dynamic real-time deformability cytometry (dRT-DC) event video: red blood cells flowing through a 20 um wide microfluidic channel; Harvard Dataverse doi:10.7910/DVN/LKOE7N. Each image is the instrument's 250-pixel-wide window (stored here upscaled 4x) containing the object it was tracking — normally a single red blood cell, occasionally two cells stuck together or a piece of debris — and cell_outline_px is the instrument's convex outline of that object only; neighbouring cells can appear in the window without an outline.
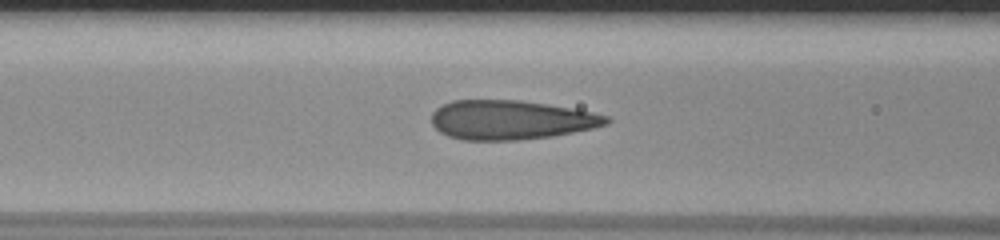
{"species": "human", "species_latin": "Homo sapiens", "temperature_condition": "room temperature", "stored_images_in_passage": 32, "camera_frame_rate_fps": 3000, "um_per_image_px": 0.085, "donor": {"sex": "male"}, "frame": {"image": 1, "passage_image": 7, "time_ms": 2.0, "image_size_px": [1000, 240], "cell_outline_px": [[612, 120], [608, 124], [592, 128], [552, 136], [520, 140], [464, 140], [448, 136], [440, 132], [432, 124], [432, 112], [436, 108], [452, 100], [520, 100], [576, 108], [608, 116]], "centroid_in_image_um": [43.44, 10.19], "position_along_channel_um": 123.2, "area_um2": 40.17}}
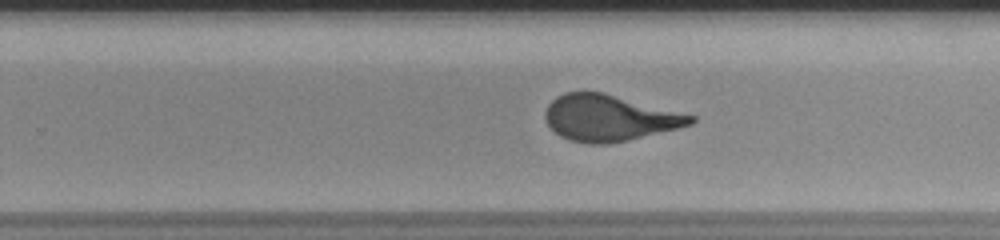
{"frame": {"image": 2, "passage_image": 19, "time_ms": 6.0, "image_size_px": [1000, 240], "cell_outline_px": [[696, 120], [692, 124], [676, 128], [608, 144], [588, 144], [568, 140], [560, 136], [548, 124], [544, 116], [544, 112], [548, 104], [556, 96], [564, 92], [600, 92], [696, 116]], "centroid_in_image_um": [51.73, 10.02], "position_along_channel_um": 278.1, "area_um2": 38.55}}
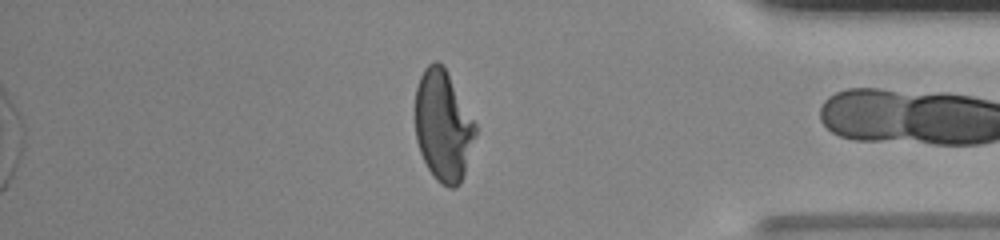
{"frame": {"image": 3, "passage_image": 30, "time_ms": 9.667, "image_size_px": [1000, 240], "cell_outline_px": [[476, 136], [460, 184], [456, 188], [448, 188], [440, 184], [436, 180], [428, 168], [420, 152], [416, 140], [416, 88], [420, 76], [424, 68], [428, 64], [436, 60], [444, 64], [476, 124]], "centroid_in_image_um": [37.67, 10.68], "position_along_channel_um": 397.5, "area_um2": 39.02}, "authors_computed_cell_mechanics": {"area_um2": 40.0554, "velocity_mm_per_s": 3.8792, "shape_relaxation_time_tau1_ms": 8.6347, "shape_relaxation_time_tau2_ms": null, "deformation_change_tau1": 0.2899, "deformation_change_tau2": null}}